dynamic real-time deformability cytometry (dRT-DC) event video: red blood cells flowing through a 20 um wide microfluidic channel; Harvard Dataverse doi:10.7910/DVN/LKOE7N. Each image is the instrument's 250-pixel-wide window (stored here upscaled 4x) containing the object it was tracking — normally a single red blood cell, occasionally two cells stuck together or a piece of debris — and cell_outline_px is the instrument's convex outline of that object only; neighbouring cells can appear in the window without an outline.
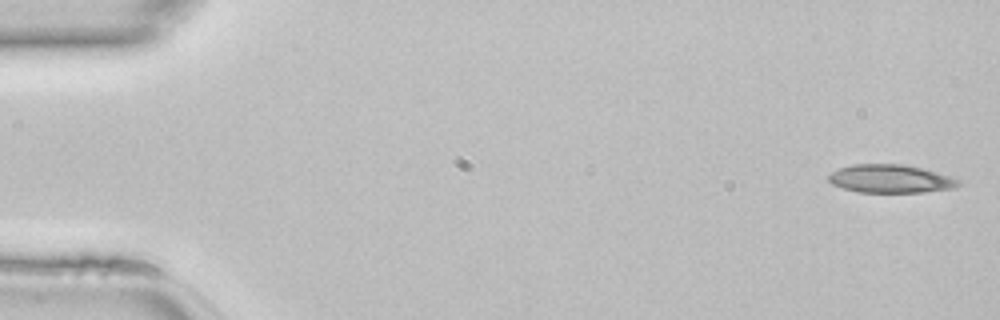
{"species": "common noctule bat (a hibernating species)", "species_latin": "Nyctalus noctula", "temperature_condition": "room temperature", "stored_images_in_passage": 12, "camera_frame_rate_fps": 3000, "um_per_image_px": 0.085, "animal": {"sex": "female", "body_mass_g": 22.7, "forearm_length_mm": 54.2}, "frame": {"image": 1, "passage_image": 1, "time_ms": 0.0, "image_size_px": [1000, 320], "cell_outline_px": [[960, 184], [956, 188], [924, 192], [860, 192], [844, 188], [832, 184], [828, 180], [828, 176], [832, 172], [840, 168], [852, 164], [900, 164], [920, 168], [936, 172], [960, 180]], "centroid_in_image_um": [75.69, 15.2], "position_along_channel_um": 9.3, "area_um2": 21.15}}